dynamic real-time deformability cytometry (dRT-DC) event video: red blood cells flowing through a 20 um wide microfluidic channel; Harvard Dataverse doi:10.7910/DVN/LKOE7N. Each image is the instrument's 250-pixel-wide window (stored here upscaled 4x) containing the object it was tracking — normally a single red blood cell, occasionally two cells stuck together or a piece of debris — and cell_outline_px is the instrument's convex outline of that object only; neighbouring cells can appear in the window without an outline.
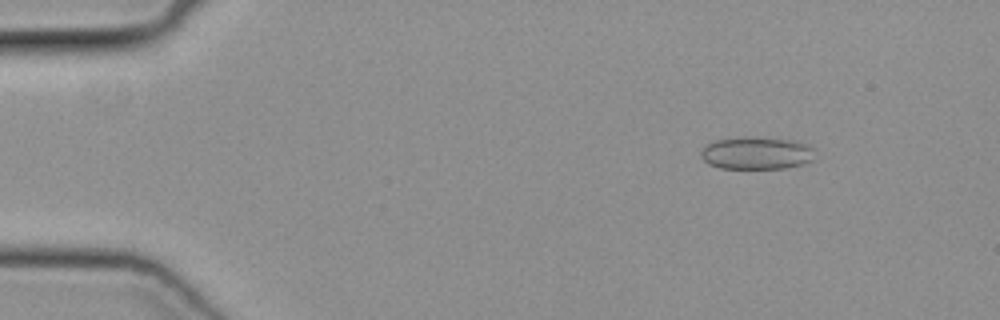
{"species": "common noctule bat (a hibernating species)", "species_latin": "Nyctalus noctula", "temperature_condition": "cold", "stored_images_in_passage": 15, "camera_frame_rate_fps": 3000, "um_per_image_px": 0.085, "animal": {"sex": "female", "body_mass_g": 19.3, "forearm_length_mm": 54.1}, "frame": {"image": 1, "passage_image": 7, "time_ms": 2.0, "image_size_px": [1000, 320], "cell_outline_px": [[816, 160], [804, 164], [784, 168], [720, 168], [708, 164], [700, 156], [700, 152], [708, 144], [716, 140], [744, 136], [792, 140], [808, 144], [816, 148]], "centroid_in_image_um": [64.38, 13.01], "position_along_channel_um": 20.6, "area_um2": 21.96}}